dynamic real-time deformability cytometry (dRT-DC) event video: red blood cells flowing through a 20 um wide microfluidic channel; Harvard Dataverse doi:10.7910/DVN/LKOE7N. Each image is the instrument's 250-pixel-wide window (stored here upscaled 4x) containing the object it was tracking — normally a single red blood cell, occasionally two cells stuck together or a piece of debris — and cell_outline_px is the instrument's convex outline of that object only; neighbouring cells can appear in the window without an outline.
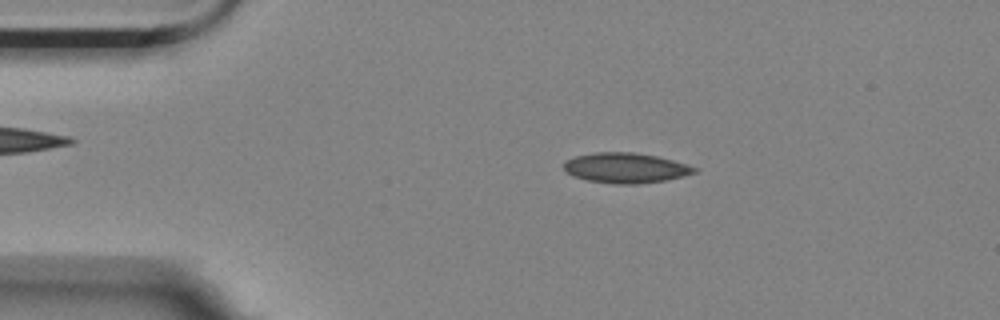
{"species": "Egyptian fruit bat (a non-hibernating species)", "species_latin": "Rousettus aegyptiacus", "temperature_condition": "room temperature", "stored_images_in_passage": 55, "camera_frame_rate_fps": 3000, "um_per_image_px": 0.085, "animal": {"sex": "female"}, "frame": {"image": 1, "passage_image": 9, "time_ms": 2.667, "image_size_px": [1000, 320], "cell_outline_px": [[696, 172], [684, 176], [664, 180], [636, 184], [612, 184], [588, 180], [576, 176], [568, 172], [564, 168], [564, 160], [576, 156], [596, 152], [636, 152], [656, 156], [672, 160], [696, 168]], "centroid_in_image_um": [53.16, 14.27], "position_along_channel_um": 31.8, "area_um2": 22.66}}
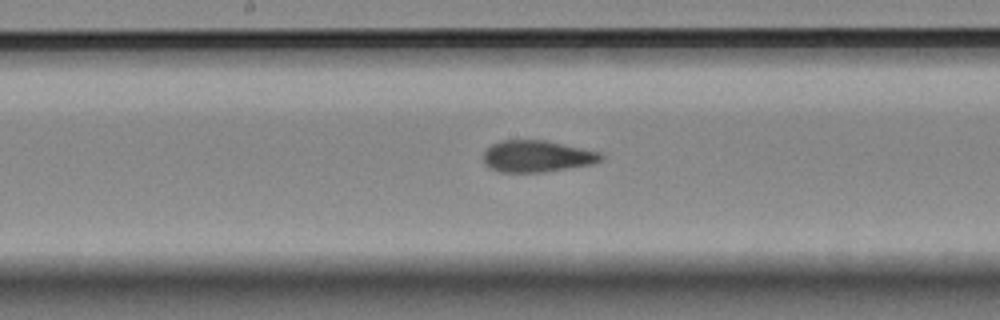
{"frame": {"image": 2, "passage_image": 27, "time_ms": 8.667, "image_size_px": [1000, 320], "cell_outline_px": [[604, 160], [592, 164], [544, 172], [500, 172], [484, 164], [484, 152], [492, 144], [500, 140], [544, 140], [600, 152], [604, 156]], "centroid_in_image_um": [45.66, 13.28], "position_along_channel_um": 202.5, "area_um2": 21.62}}
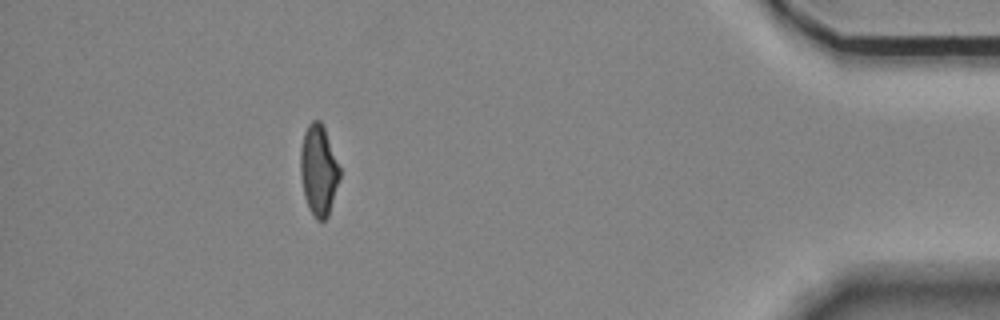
{"frame": {"image": 3, "passage_image": 49, "time_ms": 16.0, "image_size_px": [1000, 320], "cell_outline_px": [[340, 176], [328, 216], [324, 220], [316, 220], [308, 208], [304, 196], [300, 172], [300, 148], [304, 132], [308, 124], [312, 120], [320, 120], [324, 128], [340, 168]], "centroid_in_image_um": [27.06, 14.47], "position_along_channel_um": 408.1, "area_um2": 20.63}, "authors_computed_cell_mechanics": {"area_um2": 21.964, "velocity_mm_per_s": 3.518, "shape_relaxation_time_tau1_ms": null, "shape_relaxation_time_tau2_ms": 2.1538, "deformation_change_tau1": null, "deformation_change_tau2": 0.0955}}